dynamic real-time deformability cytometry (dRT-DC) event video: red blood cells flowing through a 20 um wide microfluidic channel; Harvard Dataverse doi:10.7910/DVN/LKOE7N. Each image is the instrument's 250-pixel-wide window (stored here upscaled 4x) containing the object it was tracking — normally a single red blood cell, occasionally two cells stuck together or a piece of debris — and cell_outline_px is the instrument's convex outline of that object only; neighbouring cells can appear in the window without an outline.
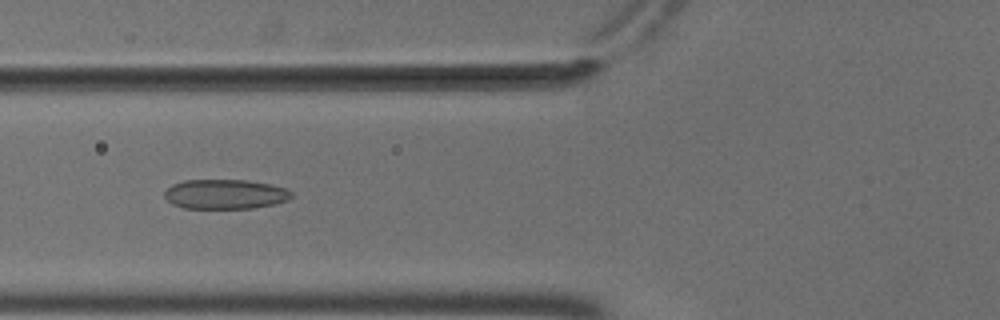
{"species": "common noctule bat (a hibernating species)", "species_latin": "Nyctalus noctula", "temperature_condition": "cold", "stored_images_in_passage": 33, "camera_frame_rate_fps": 3000, "um_per_image_px": 0.085, "animal": {"sex": "male", "body_mass_g": 18.8}, "frame": {"image": 1, "passage_image": 7, "time_ms": 2.0, "image_size_px": [1000, 320], "cell_outline_px": [[292, 196], [288, 200], [276, 204], [252, 208], [184, 208], [172, 204], [164, 196], [164, 192], [172, 184], [184, 180], [248, 180], [272, 184], [288, 188], [292, 192]], "centroid_in_image_um": [19.18, 16.5], "position_along_channel_um": 106.6, "area_um2": 22.14}}
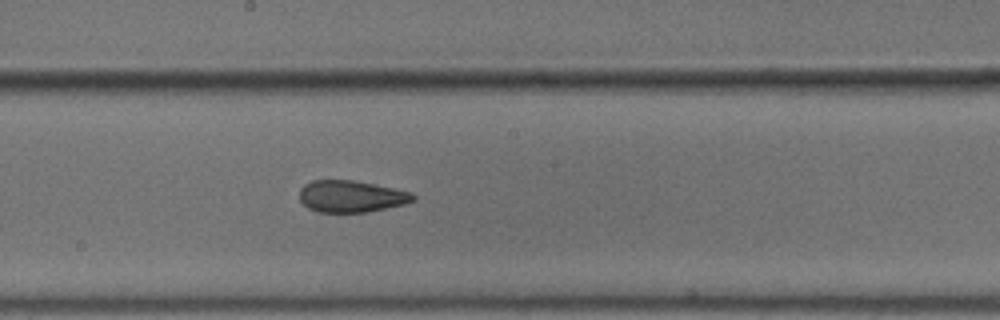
{"frame": {"image": 2, "passage_image": 16, "time_ms": 5.0, "image_size_px": [1000, 320], "cell_outline_px": [[416, 200], [404, 204], [368, 212], [320, 212], [308, 208], [300, 200], [300, 188], [304, 184], [312, 180], [352, 180], [412, 192], [416, 196]], "centroid_in_image_um": [29.85, 16.69], "position_along_channel_um": 218.3, "area_um2": 20.98}}
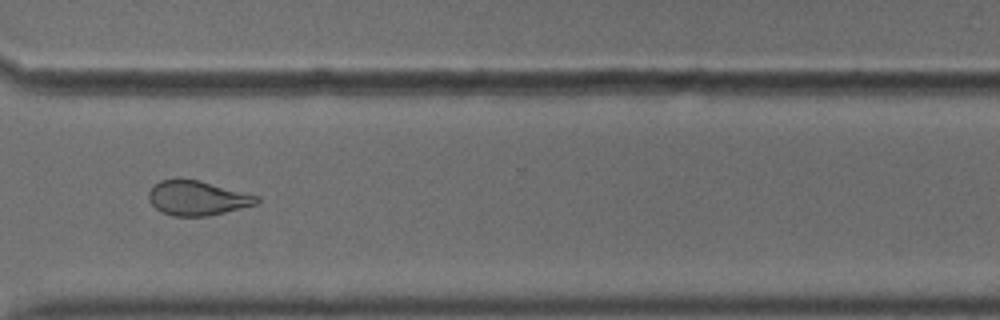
{"frame": {"image": 3, "passage_image": 27, "time_ms": 8.667, "image_size_px": [1000, 320], "cell_outline_px": [[260, 200], [256, 204], [208, 216], [172, 216], [160, 212], [152, 204], [148, 196], [148, 192], [160, 180], [200, 180], [260, 196]], "centroid_in_image_um": [16.79, 16.85], "position_along_channel_um": 353.8, "area_um2": 21.56}, "authors_computed_cell_mechanics": {"area_um2": 21.8484, "velocity_mm_per_s": 3.7064, "shape_relaxation_time_tau1_ms": 10.9073, "shape_relaxation_time_tau2_ms": 1.8218, "deformation_change_tau1": 0.1957, "deformation_change_tau2": 0.0976}}